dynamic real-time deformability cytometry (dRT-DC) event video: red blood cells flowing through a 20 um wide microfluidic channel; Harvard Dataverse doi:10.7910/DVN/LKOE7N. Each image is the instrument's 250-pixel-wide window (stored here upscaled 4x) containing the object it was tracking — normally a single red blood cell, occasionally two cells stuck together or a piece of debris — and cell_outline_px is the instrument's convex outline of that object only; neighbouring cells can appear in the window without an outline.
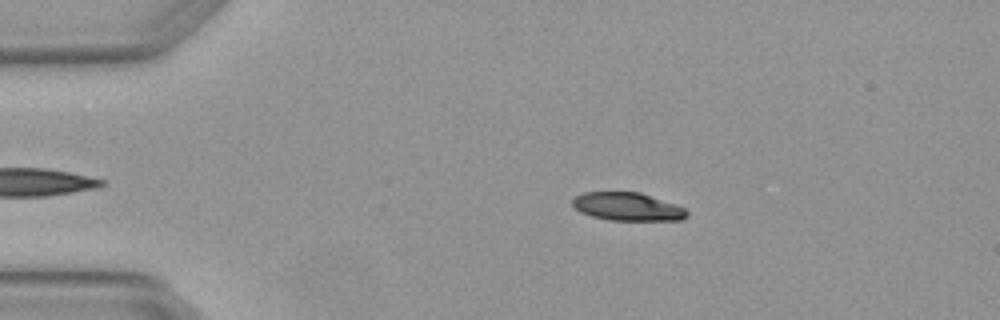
{"species": "Egyptian fruit bat (a non-hibernating species)", "species_latin": "Rousettus aegyptiacus", "temperature_condition": "warm", "stored_images_in_passage": 2, "camera_frame_rate_fps": 3000, "um_per_image_px": 0.085, "animal": {"sex": "female"}, "frame": {"image": 1, "passage_image": 1, "time_ms": 0.0, "image_size_px": [1000, 320], "cell_outline_px": [[688, 216], [680, 220], [608, 220], [592, 216], [580, 212], [572, 204], [572, 200], [576, 196], [584, 192], [640, 192], [676, 204], [684, 208], [688, 212]], "centroid_in_image_um": [53.35, 17.56], "position_along_channel_um": 31.7, "area_um2": 18.73}}